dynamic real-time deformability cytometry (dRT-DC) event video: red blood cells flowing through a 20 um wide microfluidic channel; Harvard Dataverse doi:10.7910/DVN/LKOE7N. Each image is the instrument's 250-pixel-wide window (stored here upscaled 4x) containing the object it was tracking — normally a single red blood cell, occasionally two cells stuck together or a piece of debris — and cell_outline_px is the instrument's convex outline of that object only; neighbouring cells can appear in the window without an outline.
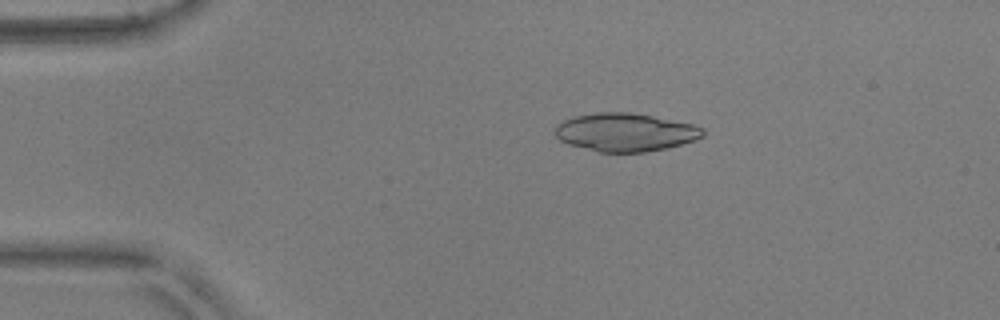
{"species": "common noctule bat (a hibernating species)", "species_latin": "Nyctalus noctula", "temperature_condition": "warm", "stored_images_in_passage": 44, "camera_frame_rate_fps": 3000, "um_per_image_px": 0.085, "animal": {"sex": "male", "body_mass_g": 17.9, "forearm_length_mm": 54.2}, "frame": {"image": 1, "passage_image": 2, "time_ms": 0.333, "image_size_px": [1000, 320], "cell_outline_px": [[704, 136], [680, 144], [664, 148], [644, 152], [600, 152], [568, 144], [560, 140], [556, 136], [556, 124], [572, 116], [596, 112], [628, 112], [652, 116], [692, 124], [704, 128]], "centroid_in_image_um": [53.11, 11.23], "position_along_channel_um": 31.9, "area_um2": 32.66}}